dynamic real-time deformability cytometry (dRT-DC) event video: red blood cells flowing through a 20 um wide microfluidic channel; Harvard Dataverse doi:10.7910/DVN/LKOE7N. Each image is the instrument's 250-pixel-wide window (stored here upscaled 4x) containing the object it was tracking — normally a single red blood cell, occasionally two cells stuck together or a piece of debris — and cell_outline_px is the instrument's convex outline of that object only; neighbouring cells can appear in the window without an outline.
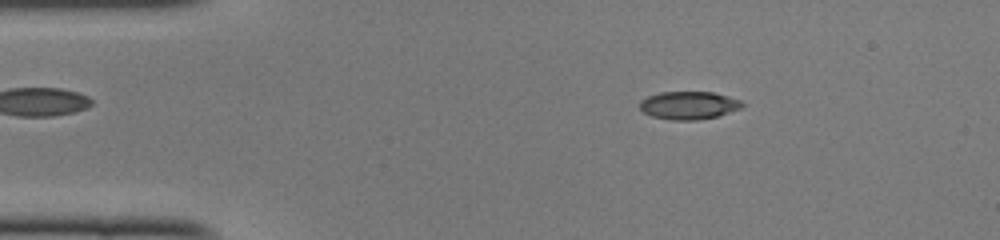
{"species": "common noctule bat (a hibernating species)", "species_latin": "Nyctalus noctula", "temperature_condition": "cold", "stored_images_in_passage": 47, "camera_frame_rate_fps": 3000, "um_per_image_px": 0.085, "animal": {"sex": "female", "body_mass_g": 22.0, "forearm_length_mm": 56.7}, "frame": {"image": 1, "passage_image": 6, "time_ms": 1.667, "image_size_px": [1000, 240], "cell_outline_px": [[744, 104], [740, 108], [716, 116], [696, 120], [672, 120], [652, 116], [644, 112], [640, 108], [640, 100], [648, 96], [660, 92], [712, 92], [728, 96], [740, 100]], "centroid_in_image_um": [58.52, 8.94], "position_along_channel_um": 26.5, "area_um2": 16.47}}
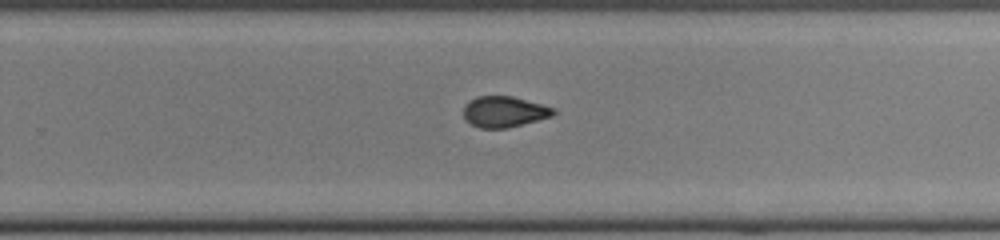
{"frame": {"image": 2, "passage_image": 29, "time_ms": 9.333, "image_size_px": [1000, 240], "cell_outline_px": [[556, 112], [552, 116], [508, 128], [480, 128], [464, 120], [464, 104], [476, 96], [512, 96], [556, 108]], "centroid_in_image_um": [42.85, 9.49], "position_along_channel_um": 287.0, "area_um2": 16.24}}
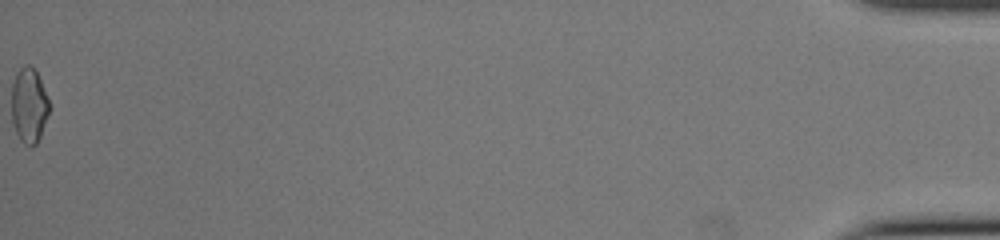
{"frame": {"image": 3, "passage_image": 47, "time_ms": 15.333, "image_size_px": [1000, 240], "cell_outline_px": [[48, 112], [40, 136], [36, 144], [32, 148], [24, 144], [20, 140], [12, 124], [12, 84], [16, 72], [24, 64], [28, 64], [36, 72], [40, 80], [48, 100]], "centroid_in_image_um": [2.43, 8.98], "position_along_channel_um": 432.8, "area_um2": 16.24}, "authors_computed_cell_mechanics": {"area_um2": 16.6464, "velocity_mm_per_s": 4.1239, "shape_relaxation_time_tau1_ms": 4.8967, "shape_relaxation_time_tau2_ms": 2.95, "deformation_change_tau1": 0.1347, "deformation_change_tau2": 0.0887}}